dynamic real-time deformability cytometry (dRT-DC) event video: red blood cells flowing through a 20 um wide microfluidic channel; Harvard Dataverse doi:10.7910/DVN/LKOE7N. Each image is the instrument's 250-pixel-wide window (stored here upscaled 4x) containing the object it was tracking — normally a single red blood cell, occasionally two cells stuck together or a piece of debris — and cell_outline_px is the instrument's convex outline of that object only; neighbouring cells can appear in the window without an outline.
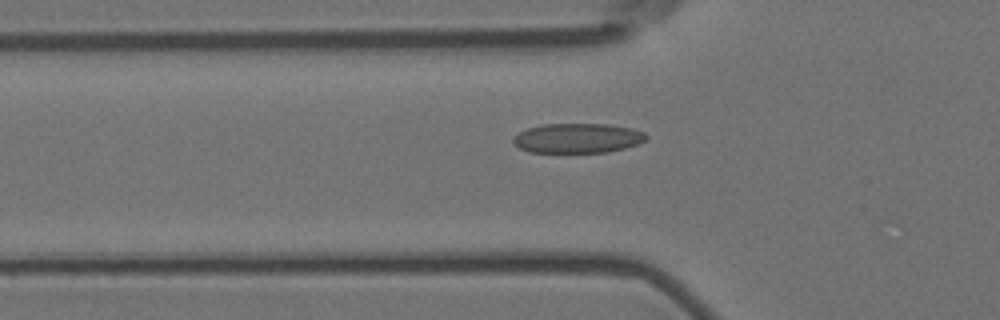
{"species": "Egyptian fruit bat (a non-hibernating species)", "species_latin": "Rousettus aegyptiacus", "temperature_condition": "room temperature", "stored_images_in_passage": 49, "camera_frame_rate_fps": 3000, "um_per_image_px": 0.085, "animal": {"sex": "female"}, "frame": {"image": 1, "passage_image": 17, "time_ms": 5.333, "image_size_px": [1000, 320], "cell_outline_px": [[648, 136], [640, 144], [608, 152], [528, 152], [520, 148], [512, 140], [520, 132], [528, 128], [544, 124], [608, 124], [632, 128], [644, 132]], "centroid_in_image_um": [49.14, 11.74], "position_along_channel_um": 76.7, "area_um2": 22.89}}
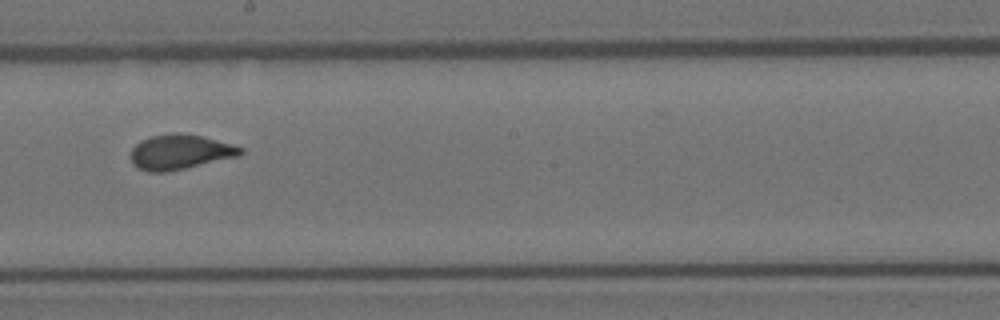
{"frame": {"image": 2, "passage_image": 30, "time_ms": 9.667, "image_size_px": [1000, 320], "cell_outline_px": [[244, 152], [240, 156], [168, 172], [148, 172], [132, 164], [132, 148], [140, 140], [152, 136], [176, 132], [200, 136], [244, 148]], "centroid_in_image_um": [15.3, 12.93], "position_along_channel_um": 232.9, "area_um2": 22.14}}
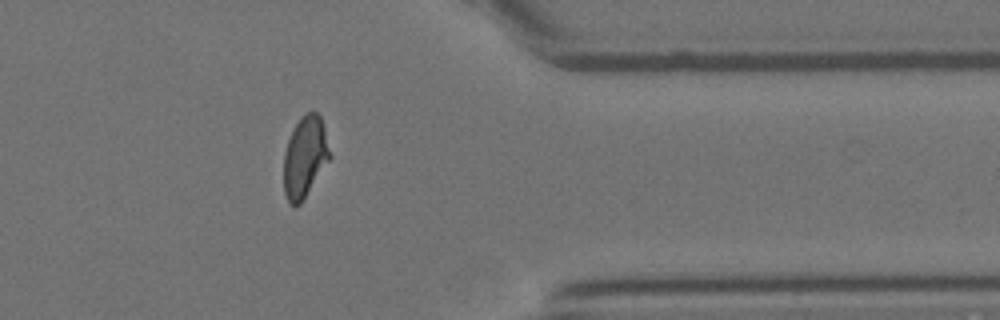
{"frame": {"image": 3, "passage_image": 44, "time_ms": 14.333, "image_size_px": [1000, 320], "cell_outline_px": [[332, 156], [300, 204], [296, 208], [288, 204], [284, 192], [284, 152], [288, 140], [300, 116], [304, 112], [316, 112], [320, 116], [324, 124]], "centroid_in_image_um": [25.92, 13.34], "position_along_channel_um": 385.5, "area_um2": 22.02}}